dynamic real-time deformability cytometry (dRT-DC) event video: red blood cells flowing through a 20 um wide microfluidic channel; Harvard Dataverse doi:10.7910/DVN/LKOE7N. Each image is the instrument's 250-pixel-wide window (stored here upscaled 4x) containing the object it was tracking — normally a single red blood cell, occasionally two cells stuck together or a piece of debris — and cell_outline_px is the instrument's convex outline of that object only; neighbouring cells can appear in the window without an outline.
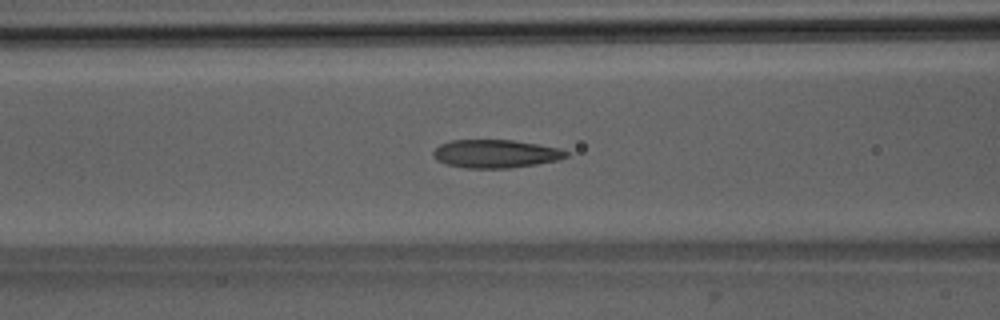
{"species": "Egyptian fruit bat (a non-hibernating species)", "species_latin": "Rousettus aegyptiacus", "temperature_condition": "room temperature", "stored_images_in_passage": 48, "segment_of_instrument_passage": [1, 2], "camera_frame_rate_fps": 3000, "um_per_image_px": 0.085, "animal": {"sex": "male"}, "frame": {"image": 1, "passage_image": 17, "time_ms": 5.333, "image_size_px": [1000, 320], "cell_outline_px": [[568, 156], [560, 160], [536, 164], [508, 168], [464, 168], [444, 164], [436, 160], [432, 156], [432, 152], [440, 144], [448, 140], [512, 140], [560, 148], [568, 152]], "centroid_in_image_um": [42.09, 13.07], "position_along_channel_um": 124.5, "area_um2": 22.02}}
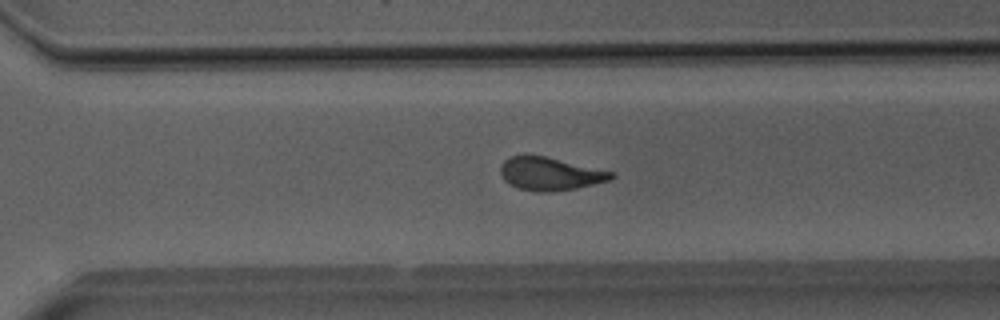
{"frame": {"image": 2, "passage_image": 32, "time_ms": 10.333, "image_size_px": [1000, 320], "cell_outline_px": [[616, 176], [612, 180], [576, 188], [552, 192], [544, 192], [520, 188], [504, 180], [500, 172], [500, 164], [508, 156], [544, 156], [616, 172]], "centroid_in_image_um": [46.81, 14.77], "position_along_channel_um": 323.8, "area_um2": 21.21}}
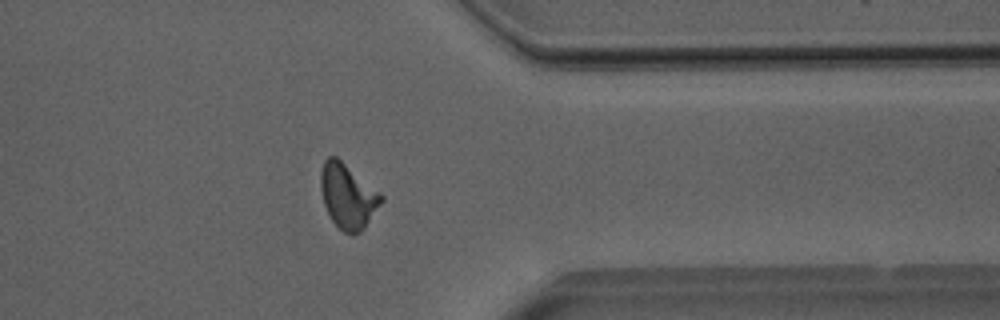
{"frame": {"image": 3, "passage_image": 37, "time_ms": 12.0, "image_size_px": [1000, 320], "cell_outline_px": [[384, 200], [364, 228], [360, 232], [352, 236], [344, 232], [332, 220], [324, 204], [320, 188], [320, 172], [324, 160], [328, 156], [336, 156], [380, 192], [384, 196]], "centroid_in_image_um": [29.56, 16.67], "position_along_channel_um": 381.8, "area_um2": 22.83}}